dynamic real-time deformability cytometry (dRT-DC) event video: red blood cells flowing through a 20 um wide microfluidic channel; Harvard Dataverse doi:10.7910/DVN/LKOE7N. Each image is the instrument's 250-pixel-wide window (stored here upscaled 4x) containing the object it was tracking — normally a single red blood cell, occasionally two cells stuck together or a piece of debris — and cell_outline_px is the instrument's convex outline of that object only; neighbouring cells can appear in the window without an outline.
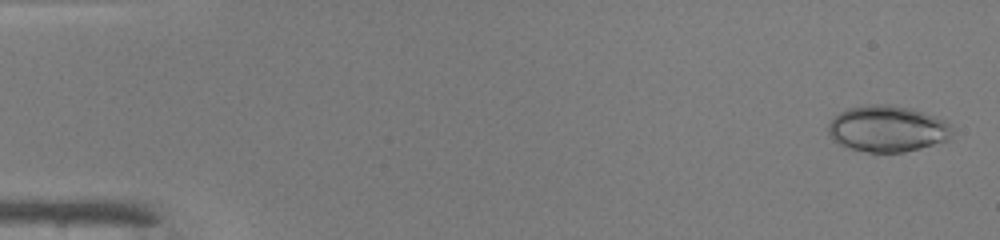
{"species": "common noctule bat (a hibernating species)", "species_latin": "Nyctalus noctula", "temperature_condition": "warm", "stored_images_in_passage": 4, "camera_frame_rate_fps": 3000, "um_per_image_px": 0.085, "animal": {"sex": "male", "body_mass_g": 19.0, "forearm_length_mm": 50.8}, "frame": {"image": 1, "passage_image": 1, "time_ms": 0.0, "image_size_px": [1000, 240], "cell_outline_px": [[952, 140], [904, 152], [868, 152], [844, 148], [828, 136], [828, 124], [840, 112], [848, 108], [868, 104], [892, 104], [912, 108], [944, 120], [948, 124], [952, 132]], "centroid_in_image_um": [75.41, 10.95], "position_along_channel_um": 9.6, "area_um2": 33.76}}